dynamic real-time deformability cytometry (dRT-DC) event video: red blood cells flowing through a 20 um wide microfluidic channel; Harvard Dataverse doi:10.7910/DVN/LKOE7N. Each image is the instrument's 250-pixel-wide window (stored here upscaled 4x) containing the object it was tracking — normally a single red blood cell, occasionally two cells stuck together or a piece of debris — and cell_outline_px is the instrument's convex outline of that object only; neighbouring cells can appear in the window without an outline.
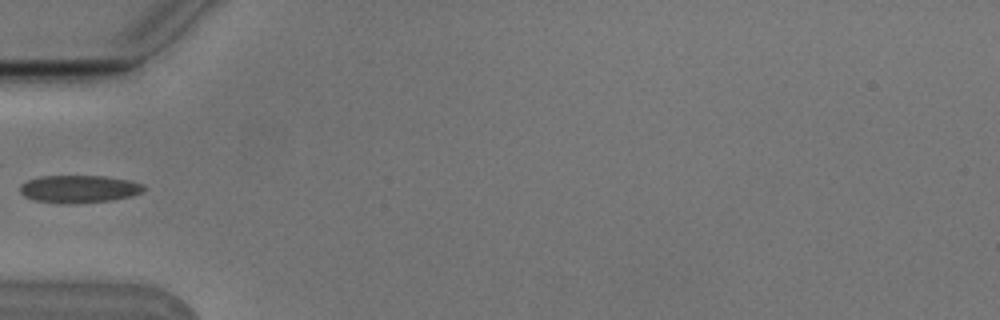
{"species": "Egyptian fruit bat (a non-hibernating species)", "species_latin": "Rousettus aegyptiacus", "temperature_condition": "cold", "stored_images_in_passage": 2, "camera_frame_rate_fps": 3000, "um_per_image_px": 0.085, "animal": {"sex": "male"}, "frame": {"image": 1, "passage_image": 2, "time_ms": 0.333, "image_size_px": [1000, 320], "cell_outline_px": [[144, 188], [140, 192], [132, 196], [112, 200], [72, 204], [60, 204], [32, 200], [24, 196], [20, 192], [20, 184], [28, 180], [40, 176], [104, 176], [128, 180], [144, 184]], "centroid_in_image_um": [6.67, 16.07], "position_along_channel_um": 78.3, "area_um2": 20.06}}